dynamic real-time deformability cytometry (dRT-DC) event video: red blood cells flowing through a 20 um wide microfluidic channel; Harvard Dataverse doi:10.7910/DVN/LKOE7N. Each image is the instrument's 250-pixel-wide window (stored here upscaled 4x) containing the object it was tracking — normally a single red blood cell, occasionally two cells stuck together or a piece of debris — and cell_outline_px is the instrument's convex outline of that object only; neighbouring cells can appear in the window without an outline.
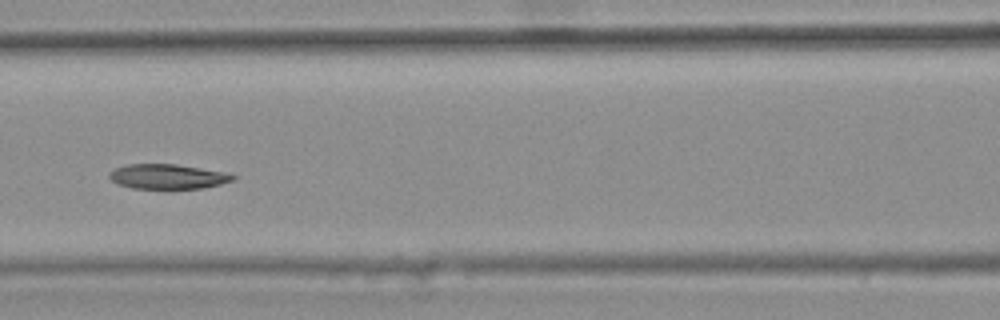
{"species": "common noctule bat (a hibernating species)", "species_latin": "Nyctalus noctula", "temperature_condition": "warm", "stored_images_in_passage": 32, "camera_frame_rate_fps": 3000, "um_per_image_px": 0.085, "animal": {"sex": "female", "body_mass_g": 25.1}, "frame": {"image": 1, "passage_image": 10, "time_ms": 3.0, "image_size_px": [1000, 320], "cell_outline_px": [[236, 180], [204, 188], [132, 188], [116, 184], [108, 176], [116, 168], [128, 164], [176, 164], [224, 172], [236, 176]], "centroid_in_image_um": [14.27, 15.01], "position_along_channel_um": 152.3, "area_um2": 17.69}, "authors_computed_cell_mechanics": {"area_um2": 18.6694, "velocity_mm_per_s": 3.7005, "shape_relaxation_time_tau1_ms": 5.9244, "shape_relaxation_time_tau2_ms": 4.4799, "deformation_change_tau1": 0.1387, "deformation_change_tau2": 0.1004}}